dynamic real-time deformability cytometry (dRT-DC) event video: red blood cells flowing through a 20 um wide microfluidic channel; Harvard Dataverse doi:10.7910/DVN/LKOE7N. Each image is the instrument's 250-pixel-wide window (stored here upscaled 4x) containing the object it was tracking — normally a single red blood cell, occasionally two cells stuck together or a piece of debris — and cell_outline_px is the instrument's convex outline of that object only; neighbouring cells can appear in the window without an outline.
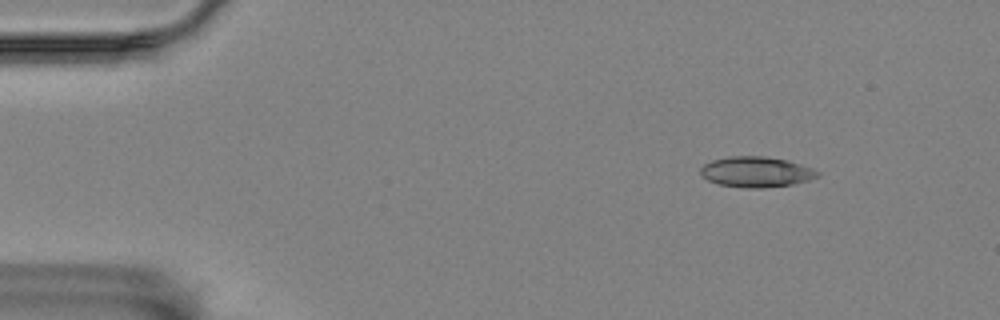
{"species": "Egyptian fruit bat (a non-hibernating species)", "species_latin": "Rousettus aegyptiacus", "temperature_condition": "room temperature", "stored_images_in_passage": 4, "camera_frame_rate_fps": 3000, "um_per_image_px": 0.085, "animal": {"sex": "female"}, "frame": {"image": 1, "passage_image": 1, "time_ms": 0.0, "image_size_px": [1000, 320], "cell_outline_px": [[820, 176], [808, 180], [792, 184], [764, 188], [748, 188], [720, 184], [708, 180], [700, 172], [700, 168], [704, 164], [712, 160], [728, 156], [764, 156], [788, 160], [812, 168], [820, 172]], "centroid_in_image_um": [64.29, 14.6], "position_along_channel_um": 20.7, "area_um2": 20.75}}